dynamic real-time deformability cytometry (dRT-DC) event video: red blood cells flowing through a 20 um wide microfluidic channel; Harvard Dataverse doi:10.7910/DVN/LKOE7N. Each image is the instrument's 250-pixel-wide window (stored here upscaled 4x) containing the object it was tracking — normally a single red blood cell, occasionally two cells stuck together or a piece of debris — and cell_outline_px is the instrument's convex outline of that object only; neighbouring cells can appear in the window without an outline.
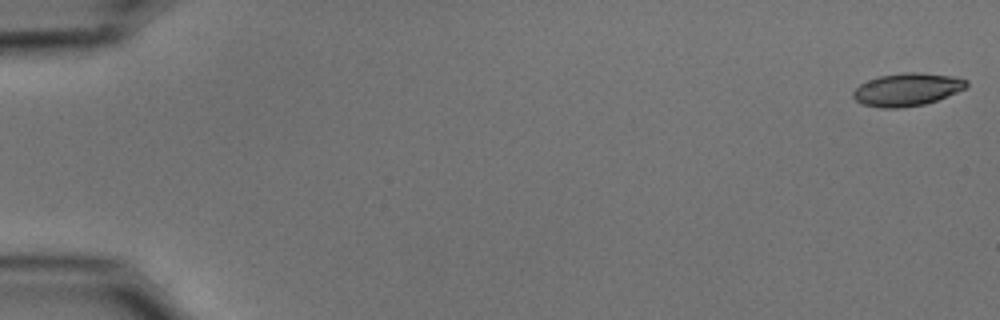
{"species": "common noctule bat (a hibernating species)", "species_latin": "Nyctalus noctula", "temperature_condition": "cold", "stored_images_in_passage": 5, "camera_frame_rate_fps": 3000, "um_per_image_px": 0.085, "animal": {"sex": "male", "body_mass_g": 15.6}, "frame": {"image": 1, "passage_image": 1, "time_ms": 0.0, "image_size_px": [1000, 320], "cell_outline_px": [[968, 84], [964, 88], [956, 92], [936, 100], [924, 104], [900, 108], [880, 108], [864, 104], [856, 100], [852, 96], [852, 92], [860, 84], [868, 80], [880, 76], [904, 72], [916, 72], [952, 76], [968, 80]], "centroid_in_image_um": [77.08, 7.6], "position_along_channel_um": 7.9, "area_um2": 21.44}}